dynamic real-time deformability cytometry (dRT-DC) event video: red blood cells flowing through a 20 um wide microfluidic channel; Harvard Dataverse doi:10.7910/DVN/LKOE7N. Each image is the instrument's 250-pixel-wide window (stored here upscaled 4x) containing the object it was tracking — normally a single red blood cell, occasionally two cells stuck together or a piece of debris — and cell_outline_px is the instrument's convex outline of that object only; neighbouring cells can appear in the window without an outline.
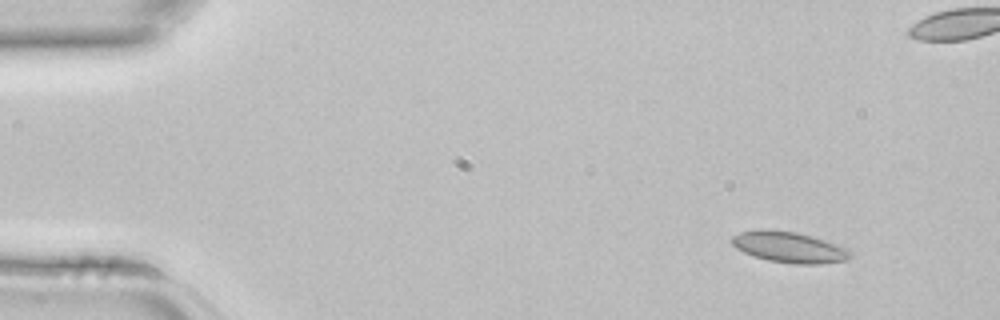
{"species": "common noctule bat (a hibernating species)", "species_latin": "Nyctalus noctula", "temperature_condition": "room temperature", "stored_images_in_passage": 4, "camera_frame_rate_fps": 3000, "um_per_image_px": 0.085, "animal": {"sex": "female", "body_mass_g": 22.7, "forearm_length_mm": 54.2}, "frame": {"image": 1, "passage_image": 1, "time_ms": 0.0, "image_size_px": [1000, 320], "cell_outline_px": [[852, 256], [848, 260], [820, 264], [796, 264], [768, 260], [752, 256], [736, 248], [732, 244], [732, 236], [740, 232], [760, 228], [768, 228], [796, 232], [812, 236], [848, 248], [852, 252]], "centroid_in_image_um": [67.08, 21.0], "position_along_channel_um": 17.9, "area_um2": 21.62}}